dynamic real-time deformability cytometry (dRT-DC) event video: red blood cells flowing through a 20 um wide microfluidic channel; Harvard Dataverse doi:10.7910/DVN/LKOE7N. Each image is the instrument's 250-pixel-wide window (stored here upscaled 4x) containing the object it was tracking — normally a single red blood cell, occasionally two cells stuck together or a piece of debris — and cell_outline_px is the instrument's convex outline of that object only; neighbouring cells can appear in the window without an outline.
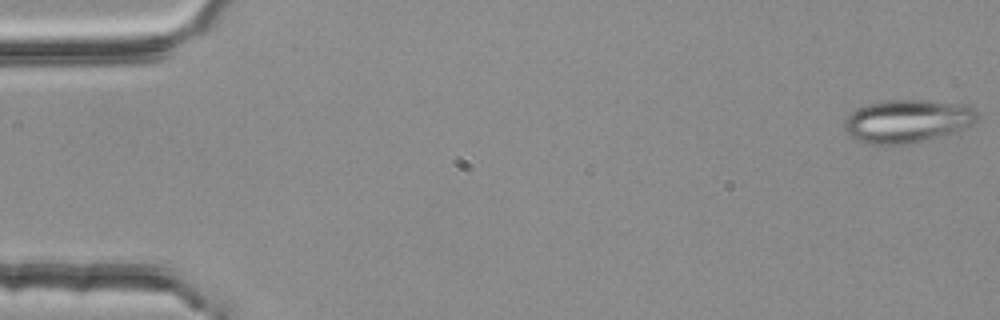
{"species": "common noctule bat (a hibernating species)", "species_latin": "Nyctalus noctula", "temperature_condition": "room temperature", "stored_images_in_passage": 4, "camera_frame_rate_fps": 3000, "um_per_image_px": 0.085, "animal": {"sex": "female", "body_mass_g": 25.1}, "frame": {"image": 1, "passage_image": 1, "time_ms": 0.0, "image_size_px": [1000, 320], "cell_outline_px": [[980, 120], [972, 124], [952, 132], [908, 144], [868, 144], [856, 140], [844, 128], [844, 120], [852, 112], [868, 104], [888, 100], [928, 100], [968, 104], [976, 108]], "centroid_in_image_um": [77.17, 10.27], "position_along_channel_um": 7.8, "area_um2": 33.23}}